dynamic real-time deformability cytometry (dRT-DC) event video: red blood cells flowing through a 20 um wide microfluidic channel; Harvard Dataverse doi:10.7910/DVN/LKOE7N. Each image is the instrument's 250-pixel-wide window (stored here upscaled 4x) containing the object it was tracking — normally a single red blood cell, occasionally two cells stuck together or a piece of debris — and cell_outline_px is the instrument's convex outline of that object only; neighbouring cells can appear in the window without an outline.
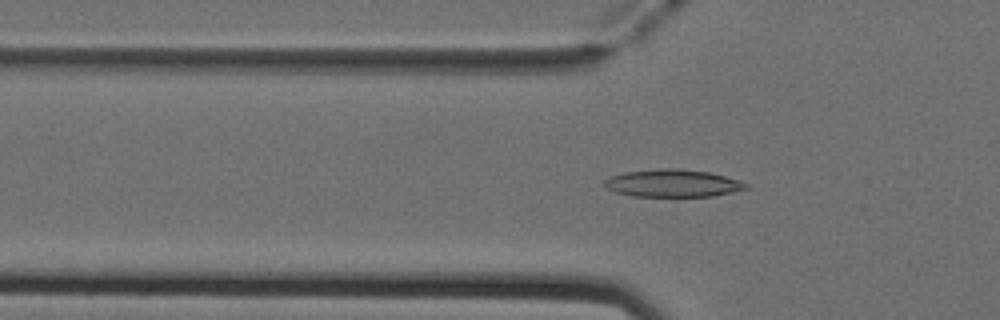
{"species": "Egyptian fruit bat (a non-hibernating species)", "species_latin": "Rousettus aegyptiacus", "temperature_condition": "cold", "stored_images_in_passage": 48, "camera_frame_rate_fps": 3000, "um_per_image_px": 0.085, "animal": {"sex": "female"}, "frame": {"image": 1, "passage_image": 17, "time_ms": 5.333, "image_size_px": [1000, 320], "cell_outline_px": [[748, 188], [732, 192], [712, 196], [632, 196], [616, 192], [608, 188], [604, 184], [604, 180], [612, 176], [624, 172], [660, 168], [676, 168], [708, 172], [740, 180], [748, 184]], "centroid_in_image_um": [57.19, 15.57], "position_along_channel_um": 68.6, "area_um2": 22.54}}
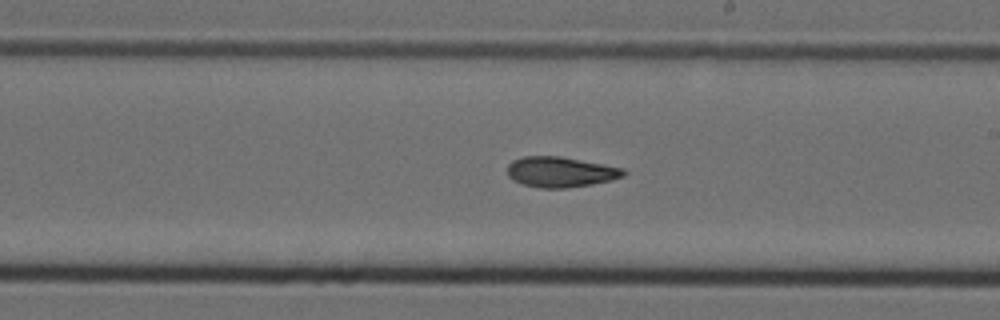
{"frame": {"image": 2, "passage_image": 30, "time_ms": 9.667, "image_size_px": [1000, 320], "cell_outline_px": [[628, 172], [624, 176], [612, 180], [592, 184], [564, 188], [540, 188], [520, 184], [512, 180], [508, 176], [508, 164], [512, 160], [524, 156], [560, 156], [604, 164], [624, 168]], "centroid_in_image_um": [47.64, 14.62], "position_along_channel_um": 241.4, "area_um2": 20.81}}
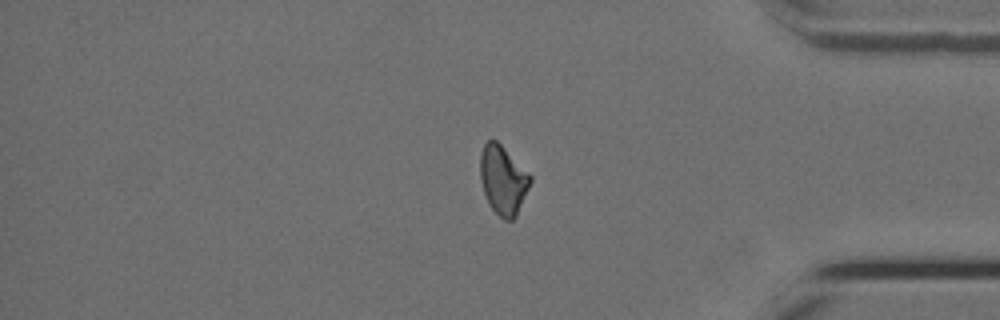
{"frame": {"image": 3, "passage_image": 43, "time_ms": 14.0, "image_size_px": [1000, 320], "cell_outline_px": [[532, 180], [516, 216], [512, 220], [504, 220], [488, 204], [480, 180], [480, 152], [484, 144], [488, 140], [496, 140], [532, 176]], "centroid_in_image_um": [42.74, 15.3], "position_along_channel_um": 392.5, "area_um2": 19.94}, "authors_computed_cell_mechanics": {"area_um2": 20.7213, "velocity_mm_per_s": 3.9817, "shape_relaxation_time_tau1_ms": 9.1145, "shape_relaxation_time_tau2_ms": 7.2441, "deformation_change_tau1": 0.1877, "deformation_change_tau2": 0.1457}}